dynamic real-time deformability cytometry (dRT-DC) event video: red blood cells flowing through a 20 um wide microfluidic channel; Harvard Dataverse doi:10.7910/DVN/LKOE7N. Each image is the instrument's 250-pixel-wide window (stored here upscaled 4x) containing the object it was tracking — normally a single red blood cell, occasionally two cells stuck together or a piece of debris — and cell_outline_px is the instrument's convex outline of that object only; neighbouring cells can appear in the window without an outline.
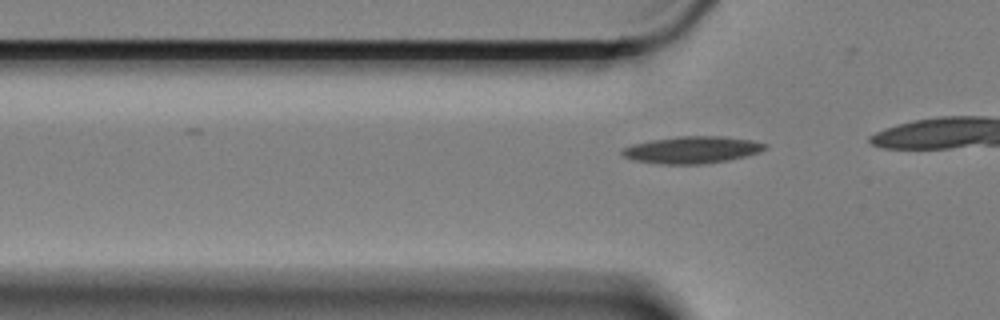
{"species": "Egyptian fruit bat (a non-hibernating species)", "species_latin": "Rousettus aegyptiacus", "temperature_condition": "cold", "stored_images_in_passage": 2, "camera_frame_rate_fps": 3000, "um_per_image_px": 0.085, "animal": {"sex": "female"}, "frame": {"image": 1, "passage_image": 2, "time_ms": 0.333, "image_size_px": [1000, 320], "cell_outline_px": [[768, 148], [760, 152], [728, 160], [704, 164], [664, 164], [632, 160], [624, 156], [620, 152], [624, 148], [632, 144], [652, 140], [676, 136], [720, 136], [752, 140], [768, 144]], "centroid_in_image_um": [58.84, 12.73], "position_along_channel_um": 67.0, "area_um2": 22.48}}